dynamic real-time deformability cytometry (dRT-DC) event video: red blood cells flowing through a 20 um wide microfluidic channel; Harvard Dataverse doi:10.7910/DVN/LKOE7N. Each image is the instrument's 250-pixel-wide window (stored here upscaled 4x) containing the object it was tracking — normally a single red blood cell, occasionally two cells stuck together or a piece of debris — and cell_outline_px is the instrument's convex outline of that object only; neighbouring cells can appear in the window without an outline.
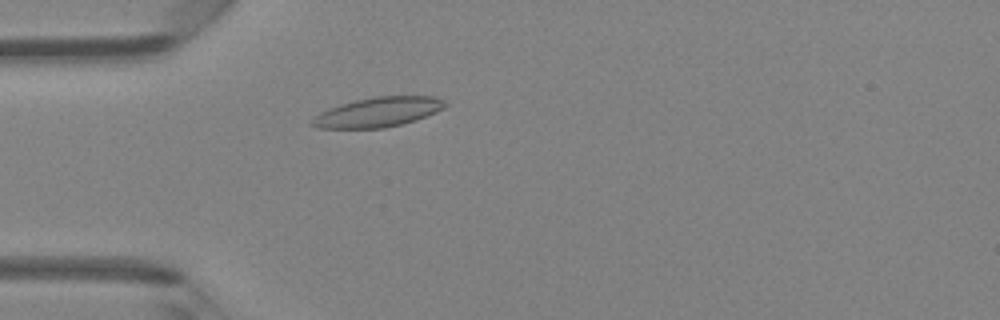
{"species": "Egyptian fruit bat (a non-hibernating species)", "species_latin": "Rousettus aegyptiacus", "temperature_condition": "room temperature", "stored_images_in_passage": 42, "camera_frame_rate_fps": 3000, "um_per_image_px": 0.085, "animal": {"sex": "female"}, "frame": {"image": 1, "passage_image": 8, "time_ms": 2.333, "image_size_px": [1000, 320], "cell_outline_px": [[448, 104], [444, 108], [416, 120], [384, 128], [316, 128], [308, 124], [320, 112], [328, 108], [340, 104], [356, 100], [376, 96], [436, 96], [444, 100]], "centroid_in_image_um": [32.12, 9.53], "position_along_channel_um": 52.9, "area_um2": 23.0}}
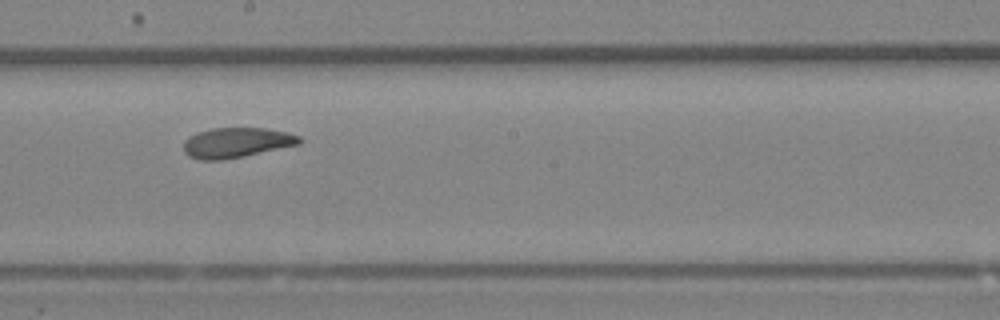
{"frame": {"image": 2, "passage_image": 21, "time_ms": 6.667, "image_size_px": [1000, 320], "cell_outline_px": [[304, 140], [300, 144], [244, 156], [224, 160], [200, 160], [188, 156], [184, 152], [184, 140], [196, 132], [212, 128], [264, 128], [288, 132], [300, 136]], "centroid_in_image_um": [20.11, 12.12], "position_along_channel_um": 228.1, "area_um2": 20.46}}
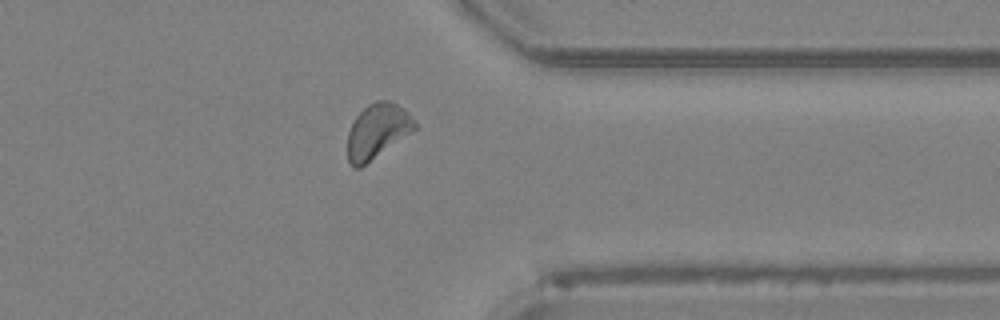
{"frame": {"image": 3, "passage_image": 32, "time_ms": 10.333, "image_size_px": [1000, 320], "cell_outline_px": [[416, 128], [412, 132], [360, 168], [352, 168], [348, 160], [348, 132], [356, 116], [368, 104], [376, 100], [388, 100], [404, 108], [416, 124]], "centroid_in_image_um": [32.06, 11.15], "position_along_channel_um": 379.3, "area_um2": 21.21}, "authors_computed_cell_mechanics": {"area_um2": 21.0681, "velocity_mm_per_s": 4.2614, "shape_relaxation_time_tau1_ms": 5.2391, "shape_relaxation_time_tau2_ms": 4.4434, "deformation_change_tau1": 0.128, "deformation_change_tau2": 0.1188}}